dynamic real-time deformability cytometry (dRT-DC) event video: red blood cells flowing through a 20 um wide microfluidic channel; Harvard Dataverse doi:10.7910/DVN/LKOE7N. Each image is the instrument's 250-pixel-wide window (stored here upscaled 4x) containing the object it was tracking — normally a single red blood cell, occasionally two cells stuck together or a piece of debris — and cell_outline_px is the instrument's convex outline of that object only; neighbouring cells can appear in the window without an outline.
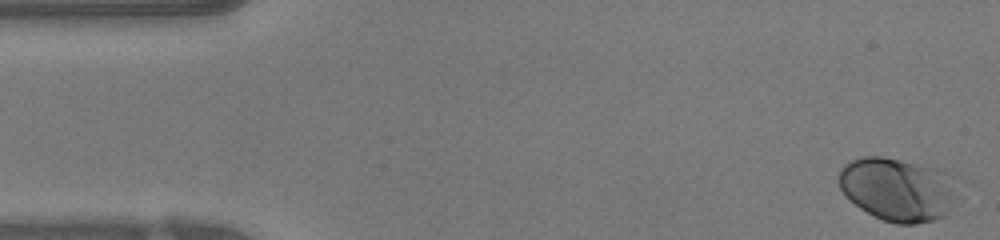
{"species": "human", "species_latin": "Homo sapiens", "temperature_condition": "warm", "stored_images_in_passage": 47, "camera_frame_rate_fps": 3000, "um_per_image_px": 0.085, "donor": {"sex": "female"}, "frame": {"image": 1, "passage_image": 1, "time_ms": 0.0, "image_size_px": [1000, 240], "cell_outline_px": [[952, 196], [944, 216], [932, 220], [916, 224], [896, 224], [872, 216], [860, 208], [840, 188], [840, 168], [848, 160], [860, 156], [880, 156], [900, 160], [932, 168], [944, 172], [952, 176]], "centroid_in_image_um": [76.2, 16.08], "position_along_channel_um": 8.8, "area_um2": 42.71}}
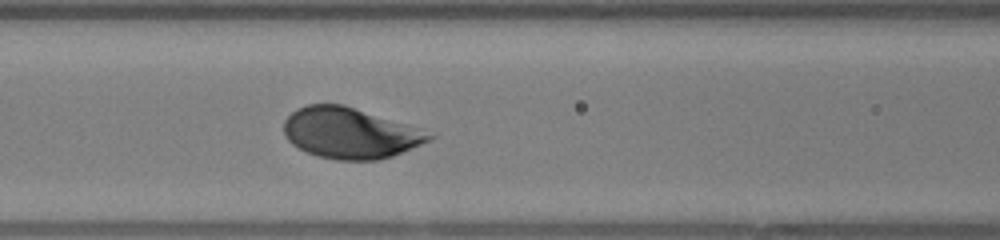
{"frame": {"image": 2, "passage_image": 19, "time_ms": 6.0, "image_size_px": [1000, 240], "cell_outline_px": [[436, 136], [420, 144], [392, 156], [380, 160], [336, 160], [316, 156], [292, 144], [284, 136], [284, 120], [296, 108], [308, 104], [340, 104], [420, 128]], "centroid_in_image_um": [29.71, 11.32], "position_along_channel_um": 136.9, "area_um2": 42.6}}
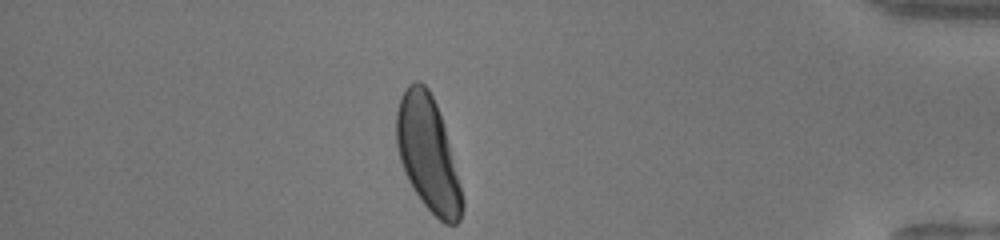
{"frame": {"image": 3, "passage_image": 41, "time_ms": 13.333, "image_size_px": [1000, 240], "cell_outline_px": [[464, 208], [460, 220], [456, 224], [444, 224], [420, 200], [408, 180], [400, 160], [396, 144], [396, 112], [400, 96], [408, 84], [416, 80], [420, 80], [428, 88], [436, 104], [444, 124], [464, 200]], "centroid_in_image_um": [36.37, 13.06], "position_along_channel_um": 398.8, "area_um2": 43.81}, "authors_computed_cell_mechanics": {"area_um2": 42.3674, "velocity_mm_per_s": 4.1994, "shape_relaxation_time_tau1_ms": 1.8471, "shape_relaxation_time_tau2_ms": null, "deformation_change_tau1": 0.1311, "deformation_change_tau2": null}}